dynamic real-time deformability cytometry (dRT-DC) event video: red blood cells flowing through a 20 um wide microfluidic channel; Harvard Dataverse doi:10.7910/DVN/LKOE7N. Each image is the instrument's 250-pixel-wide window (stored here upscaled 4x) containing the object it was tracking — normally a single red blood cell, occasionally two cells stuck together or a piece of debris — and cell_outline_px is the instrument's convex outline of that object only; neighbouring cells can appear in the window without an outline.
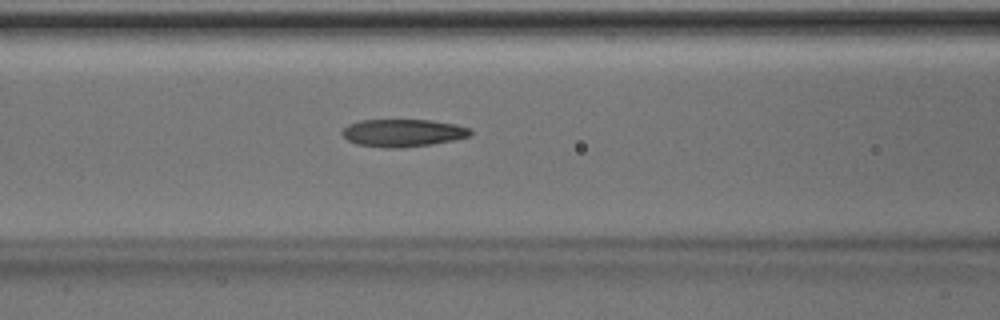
{"species": "Egyptian fruit bat (a non-hibernating species)", "species_latin": "Rousettus aegyptiacus", "temperature_condition": "room temperature", "stored_images_in_passage": 44, "camera_frame_rate_fps": 3000, "um_per_image_px": 0.085, "animal": {"sex": "male"}, "frame": {"image": 1, "passage_image": 21, "time_ms": 6.667, "image_size_px": [1000, 320], "cell_outline_px": [[472, 136], [456, 140], [432, 144], [400, 148], [392, 148], [356, 144], [348, 140], [340, 132], [348, 124], [360, 120], [432, 120], [456, 124], [468, 128], [472, 132]], "centroid_in_image_um": [34.27, 11.29], "position_along_channel_um": 132.3, "area_um2": 20.69}}
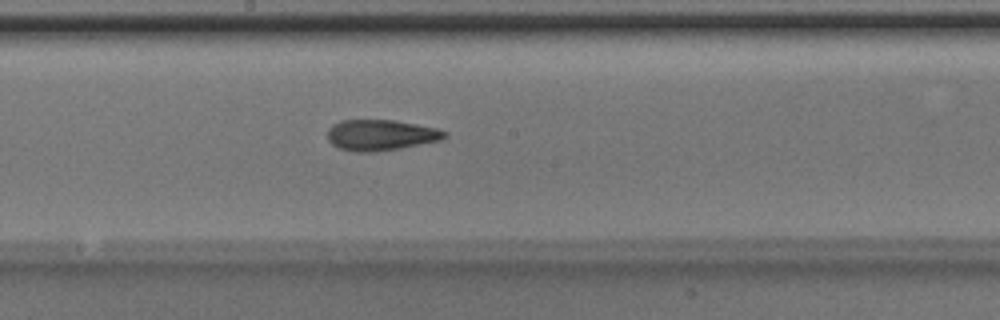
{"frame": {"image": 2, "passage_image": 27, "time_ms": 8.667, "image_size_px": [1000, 320], "cell_outline_px": [[448, 136], [440, 140], [400, 148], [376, 152], [356, 152], [340, 148], [332, 144], [328, 140], [328, 128], [332, 124], [340, 120], [396, 120], [436, 128], [448, 132]], "centroid_in_image_um": [32.36, 11.47], "position_along_channel_um": 215.8, "area_um2": 21.1}}
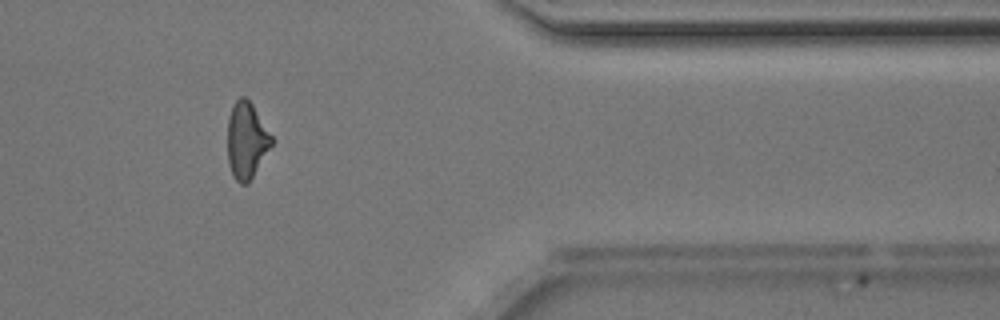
{"frame": {"image": 3, "passage_image": 41, "time_ms": 13.333, "image_size_px": [1000, 320], "cell_outline_px": [[272, 144], [248, 184], [240, 184], [232, 176], [228, 164], [228, 116], [236, 100], [240, 96], [244, 96], [252, 104], [272, 136]], "centroid_in_image_um": [20.93, 11.95], "position_along_channel_um": 390.5, "area_um2": 19.42}}